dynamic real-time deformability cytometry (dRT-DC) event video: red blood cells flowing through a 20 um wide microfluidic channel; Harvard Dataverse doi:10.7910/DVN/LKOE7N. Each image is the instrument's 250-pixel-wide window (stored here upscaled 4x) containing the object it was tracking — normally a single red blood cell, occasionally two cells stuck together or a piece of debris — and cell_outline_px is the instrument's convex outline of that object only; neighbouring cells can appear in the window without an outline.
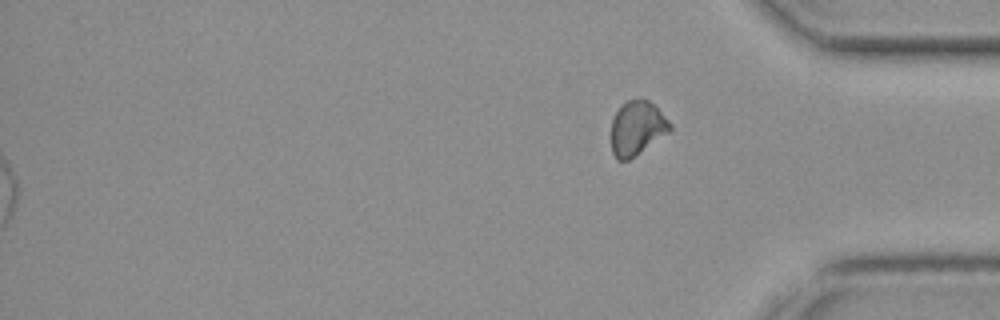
{"species": "common noctule bat (a hibernating species)", "species_latin": "Nyctalus noctula", "temperature_condition": "cold", "stored_images_in_passage": 36, "segment_of_instrument_passage": [2, 2], "camera_frame_rate_fps": 3000, "um_per_image_px": 0.085, "animal": {"sex": "female", "body_mass_g": 19.3, "forearm_length_mm": 54.1}, "frame": {"image": 1, "passage_image": 36, "time_ms": 11.667, "image_size_px": [1000, 320], "cell_outline_px": [[672, 128], [668, 132], [628, 160], [616, 160], [612, 152], [612, 120], [616, 112], [628, 100], [648, 100], [672, 124]], "centroid_in_image_um": [54.13, 10.91], "position_along_channel_um": 381.1, "area_um2": 17.92}}